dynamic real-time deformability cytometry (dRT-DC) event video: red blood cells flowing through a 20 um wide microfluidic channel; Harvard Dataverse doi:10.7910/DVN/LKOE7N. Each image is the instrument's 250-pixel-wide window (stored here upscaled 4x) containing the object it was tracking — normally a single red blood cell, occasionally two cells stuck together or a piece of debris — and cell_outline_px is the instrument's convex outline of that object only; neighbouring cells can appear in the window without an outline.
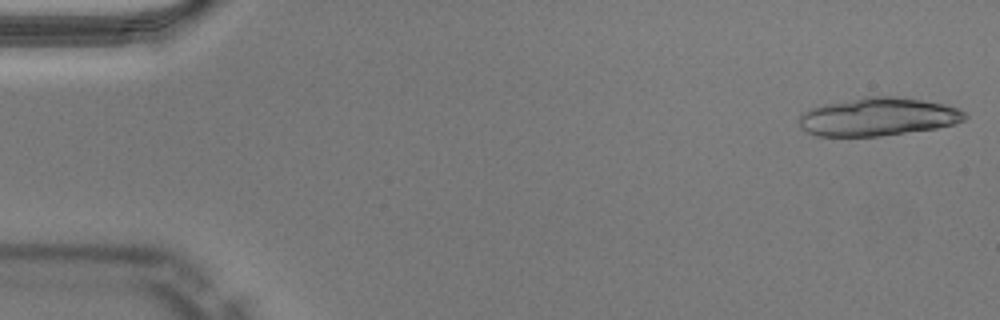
{"species": "Egyptian fruit bat (a non-hibernating species)", "species_latin": "Rousettus aegyptiacus", "temperature_condition": "warm", "stored_images_in_passage": 17, "camera_frame_rate_fps": 3000, "um_per_image_px": 0.085, "animal": {"sex": "male"}, "frame": {"image": 1, "passage_image": 1, "time_ms": 0.0, "image_size_px": [1000, 320], "cell_outline_px": [[968, 116], [964, 120], [956, 124], [936, 128], [880, 136], [816, 136], [800, 128], [800, 116], [804, 112], [812, 108], [824, 104], [864, 96], [896, 96], [924, 100], [944, 104], [960, 108], [968, 112]], "centroid_in_image_um": [74.69, 9.92], "position_along_channel_um": 10.3, "area_um2": 37.11}}